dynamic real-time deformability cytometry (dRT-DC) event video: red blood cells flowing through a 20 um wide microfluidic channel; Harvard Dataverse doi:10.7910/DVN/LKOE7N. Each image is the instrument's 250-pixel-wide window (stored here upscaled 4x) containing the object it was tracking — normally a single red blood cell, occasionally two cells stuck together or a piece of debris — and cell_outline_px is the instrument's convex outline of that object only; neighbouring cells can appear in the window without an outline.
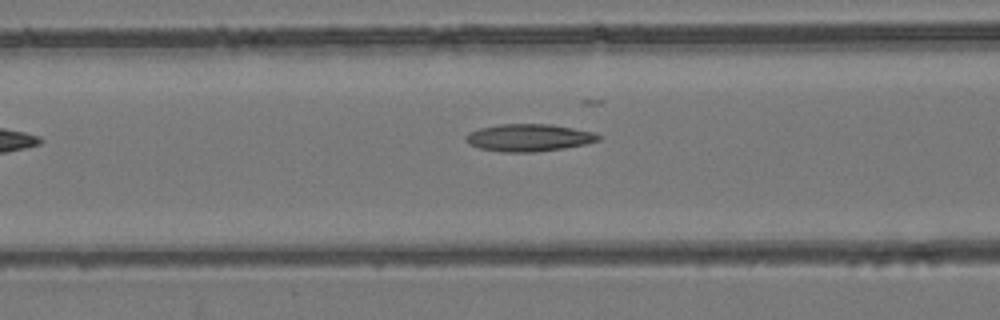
{"species": "common noctule bat (a hibernating species)", "species_latin": "Nyctalus noctula", "temperature_condition": "room temperature", "stored_images_in_passage": 35, "camera_frame_rate_fps": 3000, "um_per_image_px": 0.085, "animal": {"sex": "female", "body_mass_g": 24.6, "forearm_length_mm": 56.2}, "frame": {"image": 1, "passage_image": 5, "time_ms": 1.333, "image_size_px": [1000, 320], "cell_outline_px": [[604, 136], [600, 140], [584, 144], [564, 148], [532, 152], [504, 152], [480, 148], [468, 144], [464, 140], [464, 136], [468, 132], [480, 128], [500, 124], [552, 124], [596, 132]], "centroid_in_image_um": [44.97, 11.69], "position_along_channel_um": 121.6, "area_um2": 21.33}}
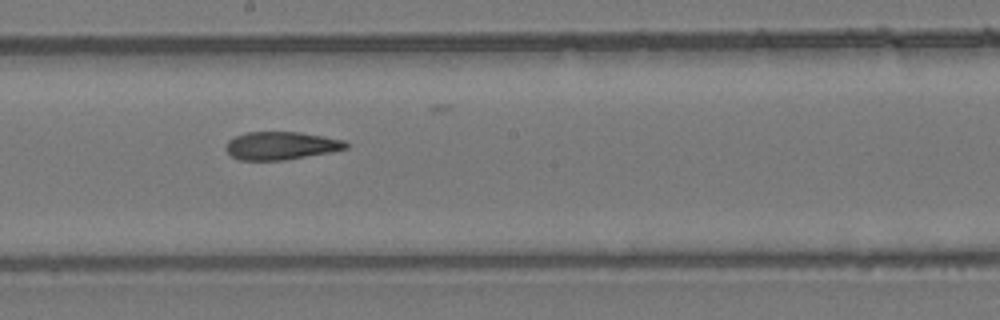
{"frame": {"image": 2, "passage_image": 13, "time_ms": 4.0, "image_size_px": [1000, 320], "cell_outline_px": [[348, 148], [332, 152], [284, 160], [240, 160], [232, 156], [224, 148], [228, 140], [236, 136], [248, 132], [300, 132], [324, 136], [344, 140], [348, 144]], "centroid_in_image_um": [23.9, 12.38], "position_along_channel_um": 224.3, "area_um2": 19.59}}
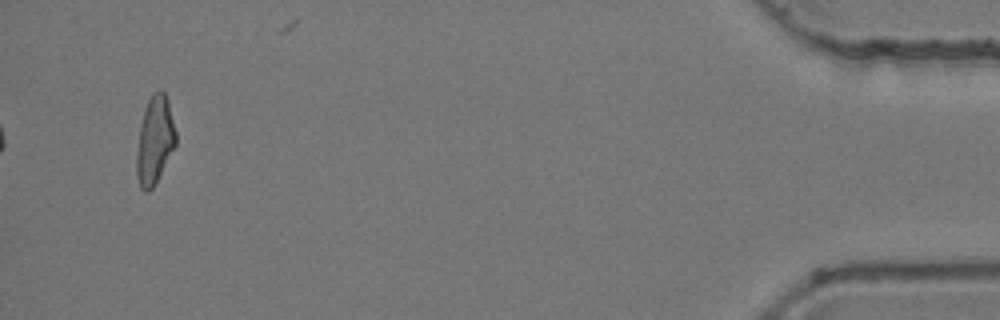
{"frame": {"image": 3, "passage_image": 35, "time_ms": 11.333, "image_size_px": [1000, 320], "cell_outline_px": [[176, 144], [156, 184], [148, 192], [144, 192], [140, 188], [136, 176], [136, 152], [140, 124], [144, 108], [152, 92], [160, 88], [164, 92], [168, 100], [176, 132]], "centroid_in_image_um": [13.14, 11.93], "position_along_channel_um": 422.1, "area_um2": 20.46}, "authors_computed_cell_mechanics": {"area_um2": 20.1144, "velocity_mm_per_s": 3.8483, "shape_relaxation_time_tau1_ms": null, "shape_relaxation_time_tau2_ms": 3.6803, "deformation_change_tau1": null, "deformation_change_tau2": 0.1362}}